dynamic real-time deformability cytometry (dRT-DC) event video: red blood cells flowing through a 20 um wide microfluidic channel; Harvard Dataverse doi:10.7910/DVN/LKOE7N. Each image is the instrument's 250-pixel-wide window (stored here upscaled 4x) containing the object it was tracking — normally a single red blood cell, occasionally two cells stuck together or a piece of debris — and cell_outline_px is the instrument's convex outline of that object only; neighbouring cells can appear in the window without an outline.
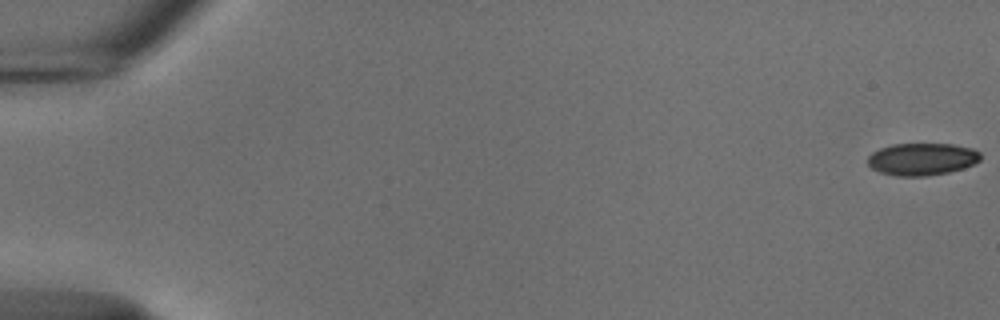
{"species": "common noctule bat (a hibernating species)", "species_latin": "Nyctalus noctula", "temperature_condition": "cold", "stored_images_in_passage": 55, "camera_frame_rate_fps": 3000, "um_per_image_px": 0.085, "animal": {"sex": "male", "body_mass_g": 18.8}, "frame": {"image": 1, "passage_image": 1, "time_ms": 0.0, "image_size_px": [1000, 320], "cell_outline_px": [[980, 160], [964, 168], [948, 172], [928, 176], [896, 176], [880, 172], [872, 168], [868, 164], [868, 156], [872, 152], [880, 148], [892, 144], [952, 144], [972, 148], [980, 152]], "centroid_in_image_um": [78.36, 13.52], "position_along_channel_um": 6.6, "area_um2": 21.21}}
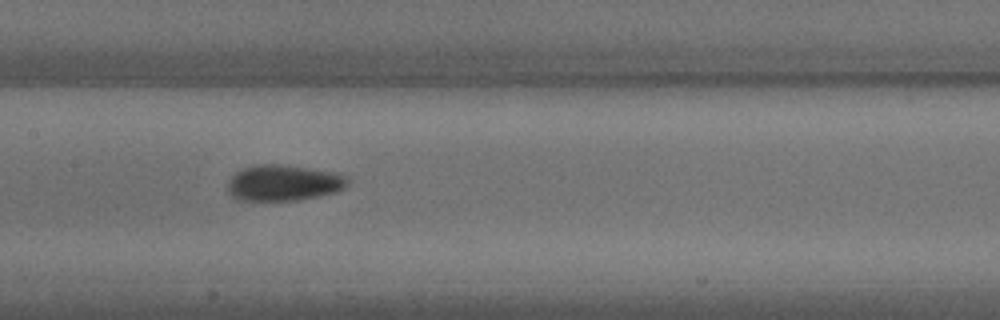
{"frame": {"image": 2, "passage_image": 28, "time_ms": 9.0, "image_size_px": [1000, 320], "cell_outline_px": [[348, 184], [344, 188], [336, 192], [300, 200], [236, 200], [228, 192], [228, 180], [236, 172], [244, 168], [256, 164], [280, 164], [340, 172], [348, 176]], "centroid_in_image_um": [24.14, 15.53], "position_along_channel_um": 183.3, "area_um2": 25.43}}
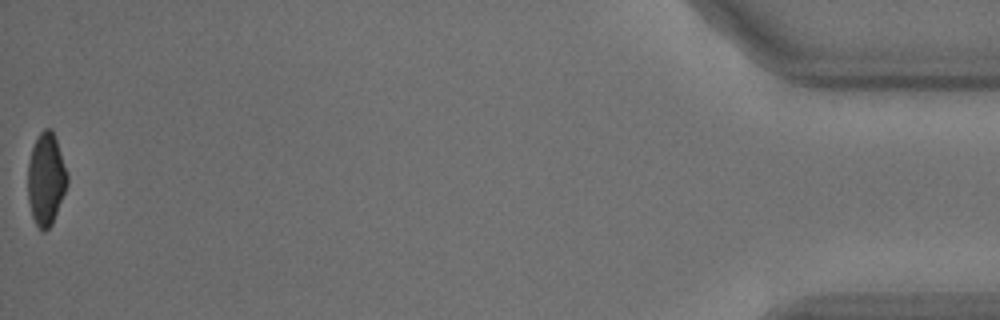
{"frame": {"image": 3, "passage_image": 55, "time_ms": 18.0, "image_size_px": [1000, 320], "cell_outline_px": [[68, 184], [52, 224], [44, 232], [36, 224], [32, 216], [28, 200], [28, 164], [32, 148], [40, 132], [44, 128], [52, 128], [68, 172]], "centroid_in_image_um": [3.92, 15.21], "position_along_channel_um": 431.3, "area_um2": 21.21}, "authors_computed_cell_mechanics": {"area_um2": 23.2356, "velocity_mm_per_s": 3.7522, "shape_relaxation_time_tau1_ms": 3.88, "shape_relaxation_time_tau2_ms": 7.6025, "deformation_change_tau1": 0.1025, "deformation_change_tau2": 0.0965}}